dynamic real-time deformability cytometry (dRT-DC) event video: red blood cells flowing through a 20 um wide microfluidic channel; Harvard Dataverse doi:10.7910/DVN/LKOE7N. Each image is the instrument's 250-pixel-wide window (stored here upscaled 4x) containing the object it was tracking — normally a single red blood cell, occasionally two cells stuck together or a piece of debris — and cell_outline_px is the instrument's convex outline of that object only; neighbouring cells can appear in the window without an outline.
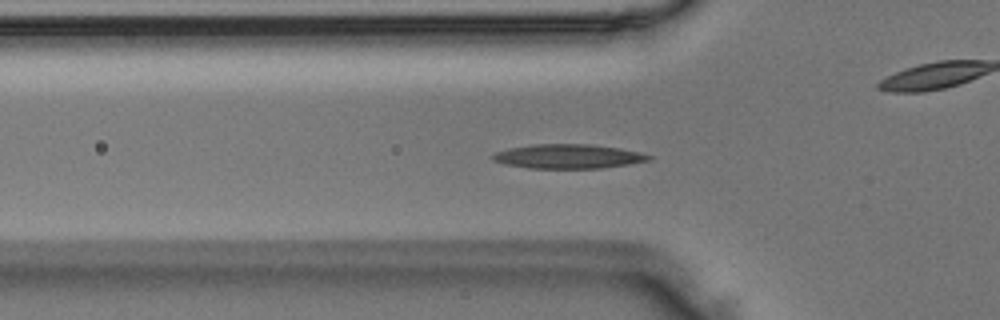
{"species": "Egyptian fruit bat (a non-hibernating species)", "species_latin": "Rousettus aegyptiacus", "temperature_condition": "room temperature", "stored_images_in_passage": 47, "camera_frame_rate_fps": 3000, "um_per_image_px": 0.085, "animal": {"sex": "male"}, "frame": {"image": 1, "passage_image": 14, "time_ms": 4.333, "image_size_px": [1000, 320], "cell_outline_px": [[652, 160], [628, 164], [600, 168], [528, 168], [504, 164], [492, 160], [492, 156], [496, 152], [508, 148], [532, 144], [592, 144], [620, 148], [640, 152], [652, 156]], "centroid_in_image_um": [48.3, 13.28], "position_along_channel_um": 77.5, "area_um2": 22.14}}
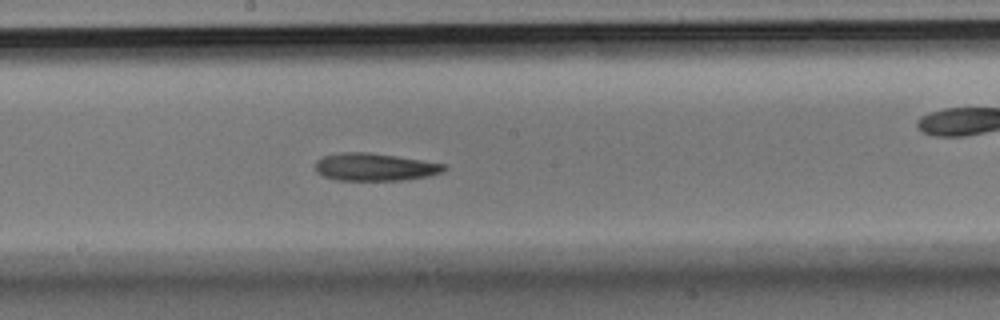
{"frame": {"image": 2, "passage_image": 24, "time_ms": 7.667, "image_size_px": [1000, 320], "cell_outline_px": [[448, 168], [444, 172], [428, 176], [404, 180], [336, 180], [324, 176], [316, 172], [316, 160], [324, 156], [340, 152], [368, 152], [396, 156], [448, 164]], "centroid_in_image_um": [31.9, 14.19], "position_along_channel_um": 216.3, "area_um2": 20.87}}
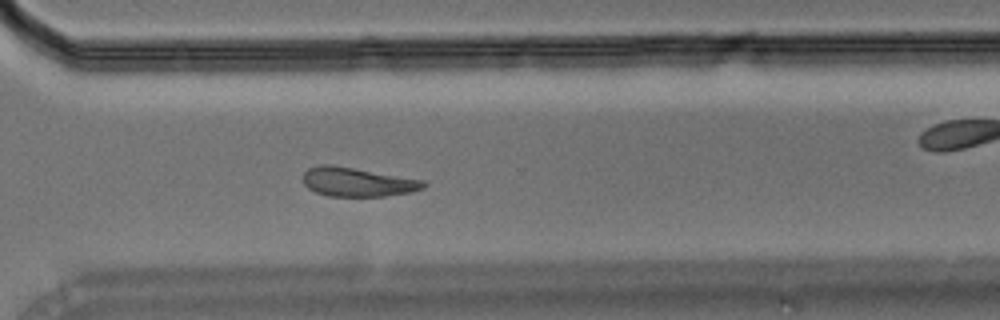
{"frame": {"image": 3, "passage_image": 33, "time_ms": 10.667, "image_size_px": [1000, 320], "cell_outline_px": [[428, 184], [424, 188], [412, 192], [384, 196], [328, 196], [316, 192], [308, 188], [304, 184], [304, 172], [308, 168], [320, 164], [332, 164], [424, 180]], "centroid_in_image_um": [30.39, 15.46], "position_along_channel_um": 340.2, "area_um2": 20.46}}